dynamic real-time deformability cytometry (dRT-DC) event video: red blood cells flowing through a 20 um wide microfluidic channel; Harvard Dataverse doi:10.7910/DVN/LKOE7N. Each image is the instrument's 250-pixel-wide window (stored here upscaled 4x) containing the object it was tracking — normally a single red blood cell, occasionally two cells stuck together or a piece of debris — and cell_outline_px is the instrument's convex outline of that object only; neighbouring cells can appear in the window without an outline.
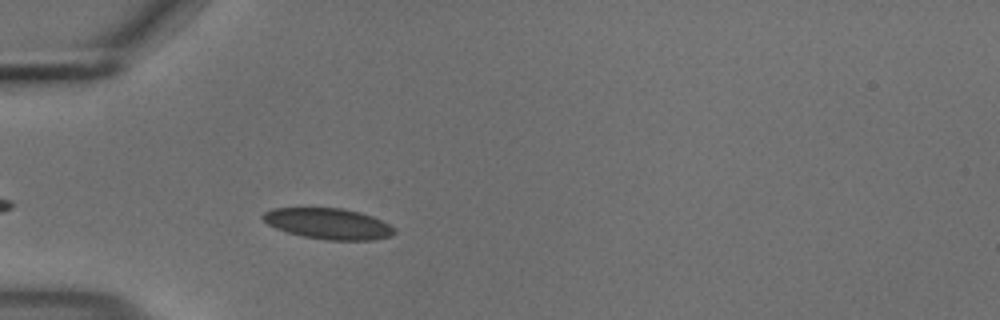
{"species": "common noctule bat (a hibernating species)", "species_latin": "Nyctalus noctula", "temperature_condition": "cold", "stored_images_in_passage": 41, "camera_frame_rate_fps": 3000, "um_per_image_px": 0.085, "animal": {"sex": "male", "body_mass_g": 18.8}, "frame": {"image": 1, "passage_image": 5, "time_ms": 1.333, "image_size_px": [1000, 320], "cell_outline_px": [[396, 232], [392, 236], [372, 240], [324, 240], [300, 236], [276, 228], [268, 224], [260, 216], [264, 212], [272, 208], [340, 208], [360, 212], [372, 216], [396, 228]], "centroid_in_image_um": [27.91, 19.02], "position_along_channel_um": 57.1, "area_um2": 23.76}}
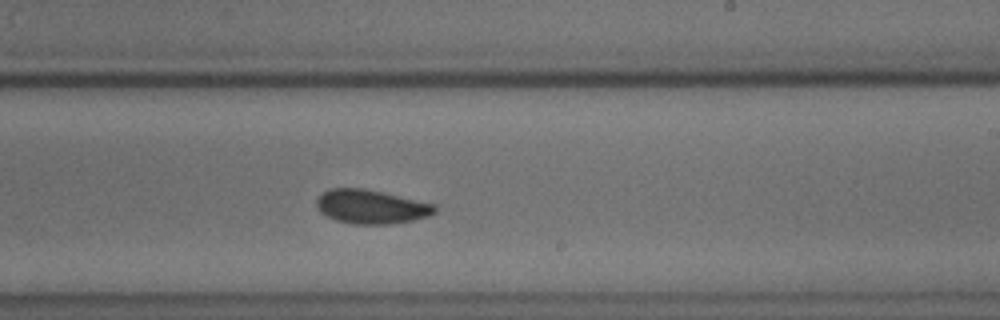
{"frame": {"image": 2, "passage_image": 22, "time_ms": 7.0, "image_size_px": [1000, 320], "cell_outline_px": [[436, 212], [428, 216], [412, 220], [392, 224], [352, 224], [336, 220], [320, 212], [316, 208], [316, 200], [324, 192], [332, 188], [364, 188], [436, 204]], "centroid_in_image_um": [31.55, 17.57], "position_along_channel_um": 257.5, "area_um2": 23.35}}
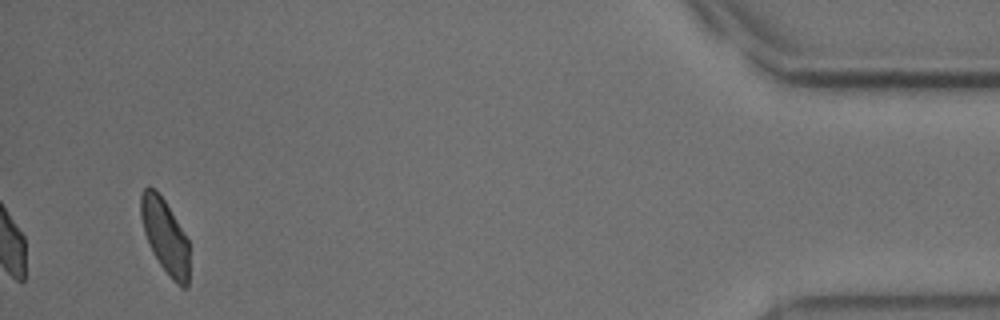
{"frame": {"image": 3, "passage_image": 41, "time_ms": 13.333, "image_size_px": [1000, 320], "cell_outline_px": [[188, 288], [180, 288], [176, 284], [160, 264], [152, 252], [144, 232], [140, 216], [140, 196], [144, 188], [156, 188], [164, 200], [188, 240]], "centroid_in_image_um": [14.01, 20.08], "position_along_channel_um": 421.2, "area_um2": 20.75}, "authors_computed_cell_mechanics": {"area_um2": 23.0622, "velocity_mm_per_s": 3.6677, "shape_relaxation_time_tau1_ms": 4.8223, "shape_relaxation_time_tau2_ms": 1.5843, "deformation_change_tau1": 0.079, "deformation_change_tau2": 0.0432}}